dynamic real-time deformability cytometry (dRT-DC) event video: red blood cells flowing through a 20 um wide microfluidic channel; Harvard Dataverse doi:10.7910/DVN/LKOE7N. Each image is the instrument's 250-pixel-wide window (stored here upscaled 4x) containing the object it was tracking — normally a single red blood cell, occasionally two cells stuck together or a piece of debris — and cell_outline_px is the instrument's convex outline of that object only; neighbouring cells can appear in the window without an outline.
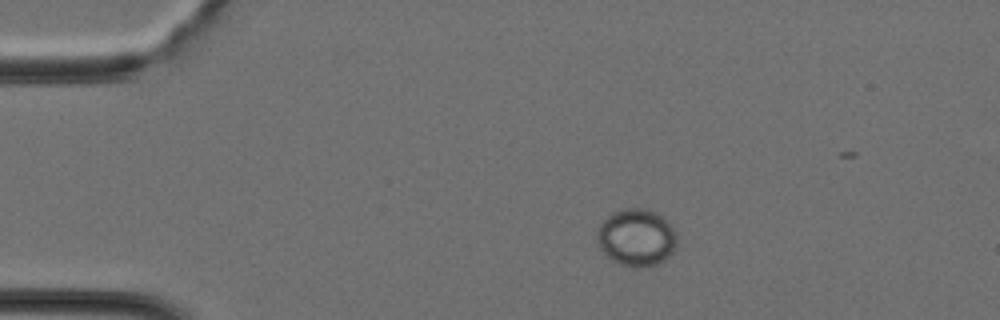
{"species": "Egyptian fruit bat (a non-hibernating species)", "species_latin": "Rousettus aegyptiacus", "temperature_condition": "cold", "stored_images_in_passage": 37, "camera_frame_rate_fps": 3000, "um_per_image_px": 0.085, "animal": {"sex": "female"}, "frame": {"image": 1, "passage_image": 5, "time_ms": 1.333, "image_size_px": [1000, 320], "cell_outline_px": [[676, 244], [672, 252], [668, 256], [656, 264], [640, 268], [620, 264], [612, 260], [600, 248], [596, 236], [596, 232], [600, 224], [612, 212], [624, 208], [644, 208], [656, 212], [664, 216], [672, 228], [676, 236]], "centroid_in_image_um": [54.08, 20.17], "position_along_channel_um": 30.9, "area_um2": 26.53}}
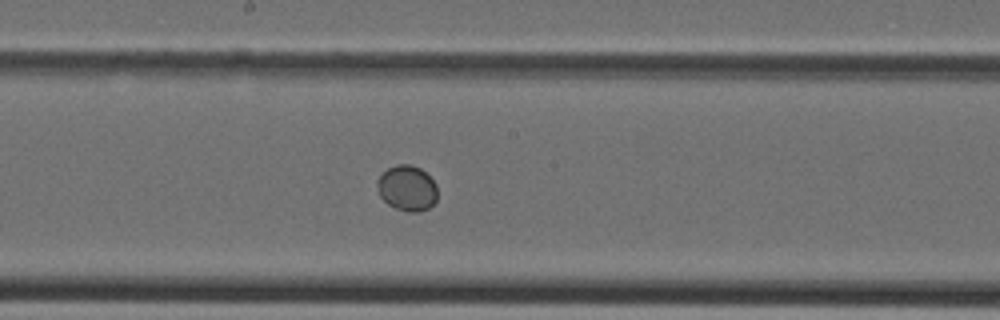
{"frame": {"image": 2, "passage_image": 19, "time_ms": 6.0, "image_size_px": [1000, 320], "cell_outline_px": [[436, 200], [428, 208], [420, 212], [408, 212], [396, 208], [388, 204], [380, 196], [376, 184], [376, 180], [388, 168], [396, 164], [408, 164], [420, 168], [436, 184]], "centroid_in_image_um": [34.58, 16.0], "position_along_channel_um": 213.6, "area_um2": 15.84}}
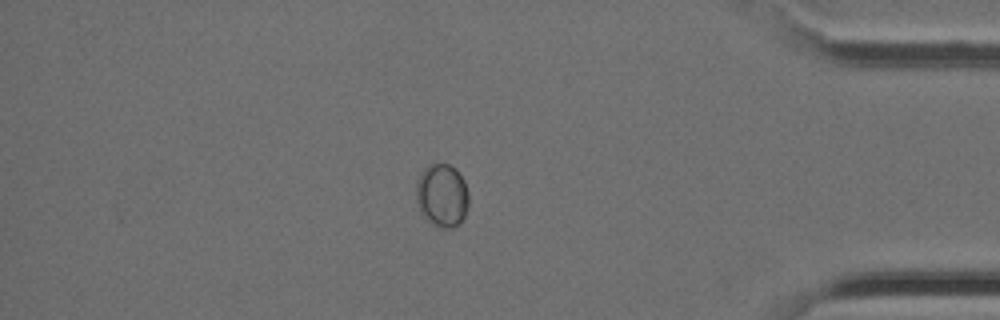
{"frame": {"image": 3, "passage_image": 32, "time_ms": 10.333, "image_size_px": [1000, 320], "cell_outline_px": [[468, 204], [464, 216], [460, 224], [452, 228], [440, 228], [432, 224], [420, 212], [416, 200], [416, 180], [420, 172], [424, 168], [432, 164], [448, 164], [456, 168], [464, 180], [468, 192]], "centroid_in_image_um": [37.56, 16.61], "position_along_channel_um": 397.6, "area_um2": 19.59}}